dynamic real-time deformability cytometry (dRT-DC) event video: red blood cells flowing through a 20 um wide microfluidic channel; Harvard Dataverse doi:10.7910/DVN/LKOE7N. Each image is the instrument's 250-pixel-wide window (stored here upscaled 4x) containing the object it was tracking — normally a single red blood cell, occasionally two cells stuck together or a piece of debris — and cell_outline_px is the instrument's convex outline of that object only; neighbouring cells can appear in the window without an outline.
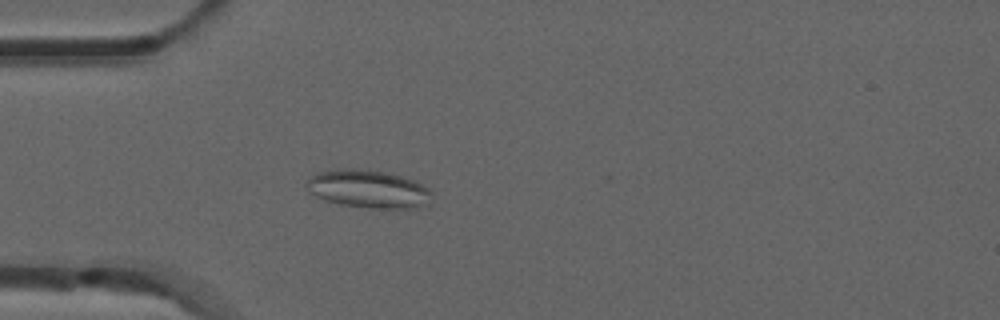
{"species": "common noctule bat (a hibernating species)", "species_latin": "Nyctalus noctula", "temperature_condition": "room temperature", "stored_images_in_passage": 45, "camera_frame_rate_fps": 3000, "um_per_image_px": 0.085, "animal": {"sex": "male", "forearm_length_mm": 52.5}, "frame": {"image": 1, "passage_image": 8, "time_ms": 2.333, "image_size_px": [1000, 320], "cell_outline_px": [[432, 192], [424, 204], [412, 208], [372, 208], [340, 204], [324, 200], [308, 192], [308, 180], [312, 176], [320, 172], [340, 168], [352, 168], [384, 172], [416, 180], [432, 188]], "centroid_in_image_um": [31.31, 16.05], "position_along_channel_um": 53.7, "area_um2": 27.46}}
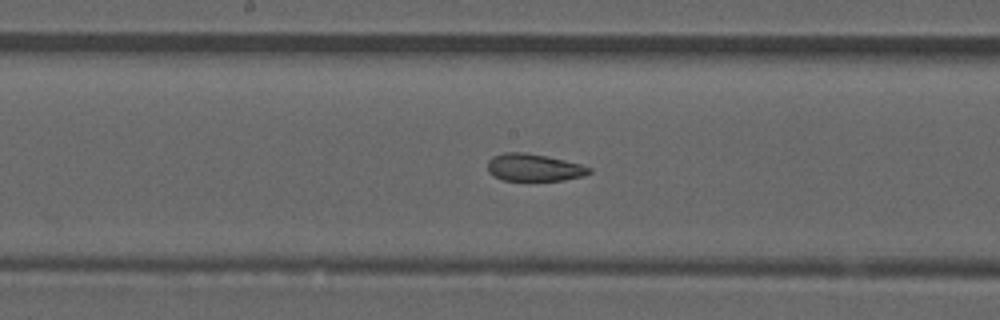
{"frame": {"image": 2, "passage_image": 20, "time_ms": 6.333, "image_size_px": [1000, 320], "cell_outline_px": [[592, 172], [584, 176], [564, 180], [504, 180], [492, 176], [488, 172], [488, 160], [492, 156], [504, 152], [524, 152], [548, 156], [580, 164], [592, 168]], "centroid_in_image_um": [45.38, 14.23], "position_along_channel_um": 202.8, "area_um2": 16.3}}
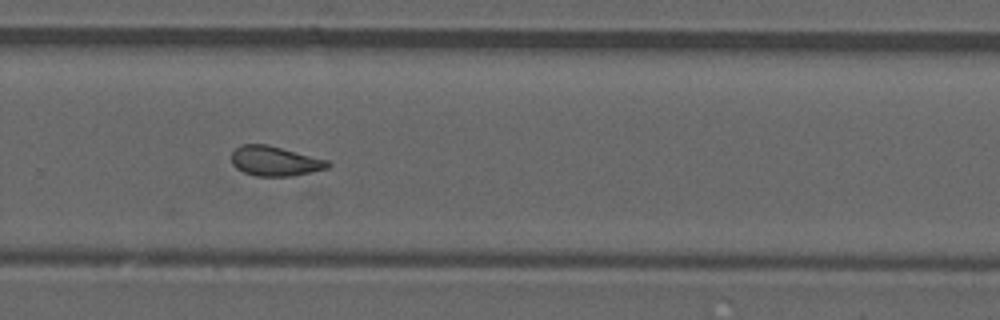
{"frame": {"image": 3, "passage_image": 28, "time_ms": 9.0, "image_size_px": [1000, 320], "cell_outline_px": [[332, 164], [328, 168], [312, 172], [292, 176], [256, 176], [244, 172], [236, 168], [232, 164], [232, 152], [240, 144], [268, 144], [328, 160]], "centroid_in_image_um": [23.38, 13.69], "position_along_channel_um": 306.4, "area_um2": 16.82}, "authors_computed_cell_mechanics": {"area_um2": 16.9354, "velocity_mm_per_s": 3.8988, "shape_relaxation_time_tau1_ms": null, "shape_relaxation_time_tau2_ms": 1.6361, "deformation_change_tau1": null, "deformation_change_tau2": 0.0824}}